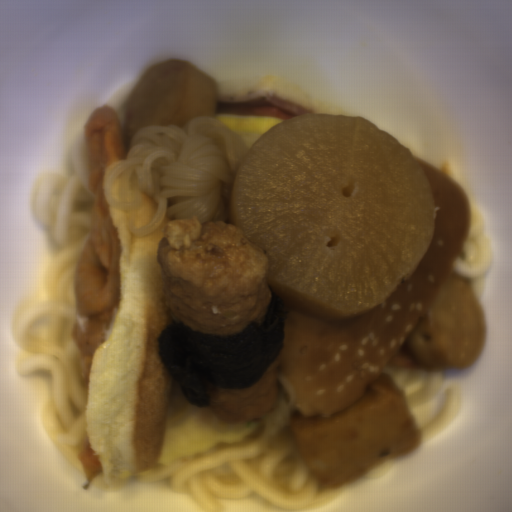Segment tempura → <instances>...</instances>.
Listing matches in <instances>:
<instances>
[{
  "label": "tempura",
  "mask_w": 512,
  "mask_h": 512,
  "mask_svg": "<svg viewBox=\"0 0 512 512\" xmlns=\"http://www.w3.org/2000/svg\"><path fill=\"white\" fill-rule=\"evenodd\" d=\"M264 419L251 418L246 424L219 422L206 406L187 401L171 376L159 460H171L221 440L237 439L257 430Z\"/></svg>",
  "instance_id": "1"
}]
</instances>
